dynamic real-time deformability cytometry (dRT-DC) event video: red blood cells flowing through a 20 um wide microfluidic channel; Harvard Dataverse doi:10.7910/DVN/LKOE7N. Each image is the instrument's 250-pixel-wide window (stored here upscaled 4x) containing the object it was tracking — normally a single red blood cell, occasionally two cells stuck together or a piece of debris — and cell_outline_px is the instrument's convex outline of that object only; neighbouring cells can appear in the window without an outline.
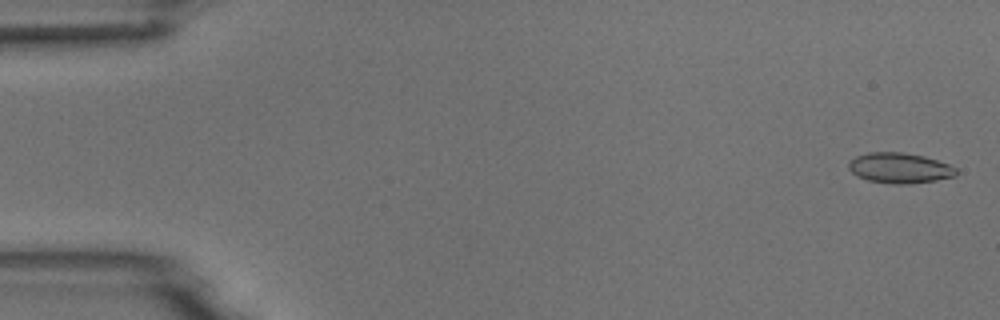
{"species": "common noctule bat (a hibernating species)", "species_latin": "Nyctalus noctula", "temperature_condition": "room temperature", "stored_images_in_passage": 5, "camera_frame_rate_fps": 3000, "um_per_image_px": 0.085, "animal": {"sex": "male", "body_mass_g": 18.8}, "frame": {"image": 1, "passage_image": 1, "time_ms": 0.0, "image_size_px": [1000, 320], "cell_outline_px": [[956, 176], [936, 180], [908, 184], [892, 184], [868, 180], [856, 176], [848, 168], [848, 164], [856, 156], [868, 152], [904, 152], [924, 156], [948, 164], [956, 168]], "centroid_in_image_um": [76.45, 14.28], "position_along_channel_um": 8.5, "area_um2": 19.02}}
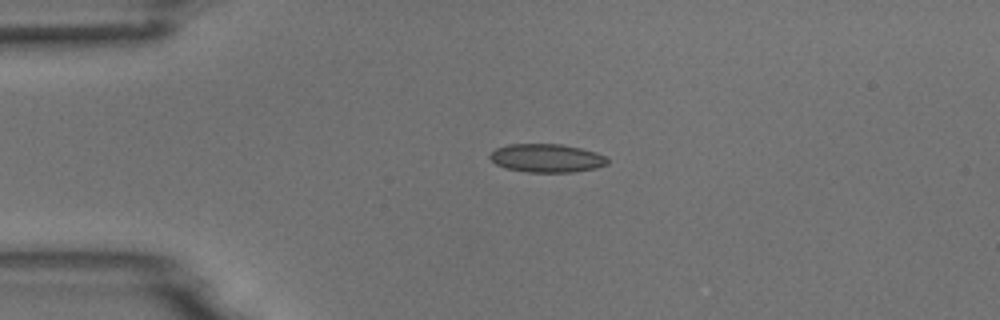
{"frame": {"image": 2, "passage_image": 4, "time_ms": 1.0, "image_size_px": [1000, 320], "cell_outline_px": [[608, 164], [596, 168], [572, 172], [528, 172], [504, 168], [496, 164], [488, 156], [496, 148], [508, 144], [564, 144], [596, 152], [604, 156], [608, 160]], "centroid_in_image_um": [46.46, 13.44], "position_along_channel_um": 38.5, "area_um2": 19.48}}